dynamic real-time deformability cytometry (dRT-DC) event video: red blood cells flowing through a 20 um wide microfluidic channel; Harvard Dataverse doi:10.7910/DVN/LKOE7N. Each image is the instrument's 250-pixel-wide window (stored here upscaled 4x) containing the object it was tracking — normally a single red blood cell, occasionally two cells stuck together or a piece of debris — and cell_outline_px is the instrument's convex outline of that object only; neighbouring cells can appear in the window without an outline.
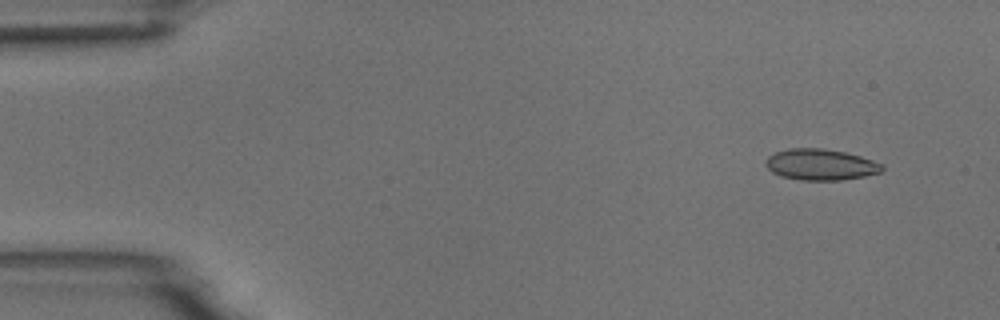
{"species": "common noctule bat (a hibernating species)", "species_latin": "Nyctalus noctula", "temperature_condition": "room temperature", "stored_images_in_passage": 4, "camera_frame_rate_fps": 3000, "um_per_image_px": 0.085, "animal": {"sex": "male", "body_mass_g": 18.8}, "frame": {"image": 1, "passage_image": 1, "time_ms": 0.0, "image_size_px": [1000, 320], "cell_outline_px": [[884, 168], [880, 172], [864, 176], [844, 180], [800, 180], [780, 176], [772, 172], [764, 164], [764, 160], [768, 156], [776, 152], [788, 148], [824, 148], [844, 152], [860, 156], [884, 164]], "centroid_in_image_um": [69.73, 13.99], "position_along_channel_um": 15.3, "area_um2": 21.27}}
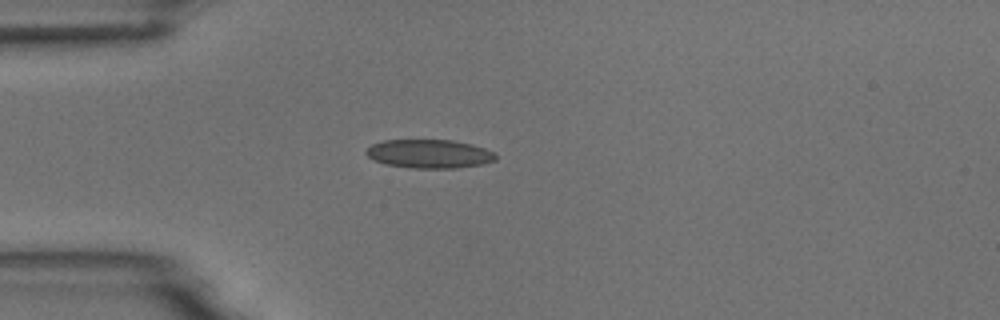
{"frame": {"image": 2, "passage_image": 4, "time_ms": 3.333, "image_size_px": [1000, 320], "cell_outline_px": [[496, 160], [480, 164], [456, 168], [408, 168], [388, 164], [372, 160], [364, 152], [372, 144], [384, 140], [452, 140], [472, 144], [484, 148], [492, 152], [496, 156]], "centroid_in_image_um": [36.46, 13.07], "position_along_channel_um": 48.5, "area_um2": 21.56}}